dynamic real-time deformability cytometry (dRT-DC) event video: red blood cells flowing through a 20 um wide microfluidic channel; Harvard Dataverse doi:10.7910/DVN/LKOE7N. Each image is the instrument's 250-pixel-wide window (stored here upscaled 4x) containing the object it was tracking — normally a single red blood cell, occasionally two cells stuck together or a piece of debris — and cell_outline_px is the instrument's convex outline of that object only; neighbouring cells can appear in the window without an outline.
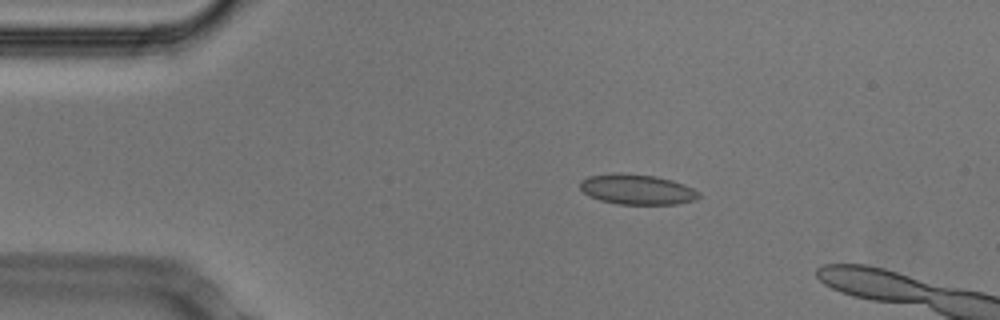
{"species": "Egyptian fruit bat (a non-hibernating species)", "species_latin": "Rousettus aegyptiacus", "temperature_condition": "cold", "stored_images_in_passage": 6, "camera_frame_rate_fps": 3000, "um_per_image_px": 0.085, "animal": {"sex": "male"}, "frame": {"image": 1, "passage_image": 2, "time_ms": 0.333, "image_size_px": [1000, 320], "cell_outline_px": [[704, 196], [696, 200], [676, 204], [616, 204], [600, 200], [588, 196], [580, 188], [580, 180], [588, 176], [612, 172], [620, 172], [656, 176], [672, 180], [684, 184], [700, 192]], "centroid_in_image_um": [54.16, 16.09], "position_along_channel_um": 30.8, "area_um2": 21.33}}